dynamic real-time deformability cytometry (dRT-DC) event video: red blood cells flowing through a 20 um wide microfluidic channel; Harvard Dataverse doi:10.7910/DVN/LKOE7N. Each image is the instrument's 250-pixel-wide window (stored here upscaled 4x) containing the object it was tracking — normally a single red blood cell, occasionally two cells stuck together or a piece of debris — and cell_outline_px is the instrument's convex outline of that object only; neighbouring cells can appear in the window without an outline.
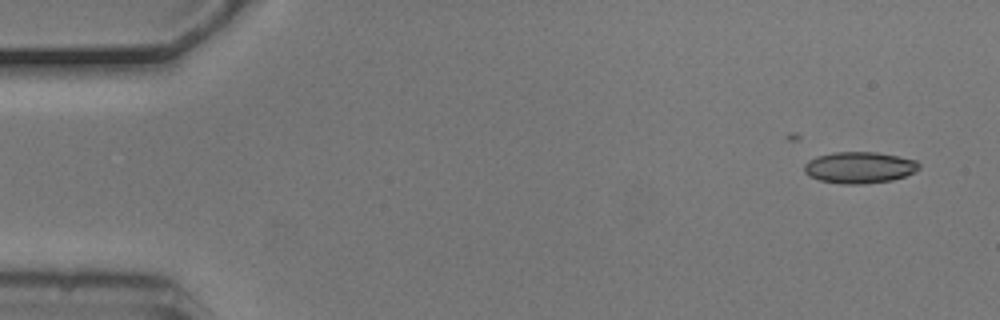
{"species": "common noctule bat (a hibernating species)", "species_latin": "Nyctalus noctula", "temperature_condition": "cold", "stored_images_in_passage": 11, "camera_frame_rate_fps": 3000, "um_per_image_px": 0.085, "animal": {"sex": "male", "body_mass_g": 20.5, "forearm_length_mm": 52.5}, "frame": {"image": 1, "passage_image": 2, "time_ms": 0.333, "image_size_px": [1000, 320], "cell_outline_px": [[920, 168], [904, 176], [892, 180], [864, 184], [840, 184], [820, 180], [808, 176], [804, 172], [804, 164], [808, 160], [816, 156], [832, 152], [876, 152], [900, 156], [916, 160], [920, 164]], "centroid_in_image_um": [73.02, 14.23], "position_along_channel_um": 12.0, "area_um2": 21.21}}
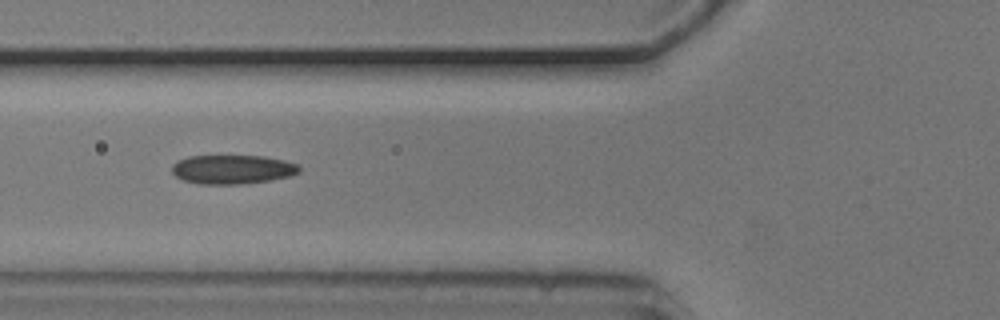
{"frame": {"image": 2, "passage_image": 6, "time_ms": 1.667, "image_size_px": [1000, 320], "cell_outline_px": [[300, 172], [288, 176], [272, 180], [240, 184], [200, 184], [184, 180], [176, 176], [172, 172], [172, 164], [188, 156], [264, 156], [284, 160], [300, 164]], "centroid_in_image_um": [19.79, 14.39], "position_along_channel_um": 106.0, "area_um2": 21.56}}